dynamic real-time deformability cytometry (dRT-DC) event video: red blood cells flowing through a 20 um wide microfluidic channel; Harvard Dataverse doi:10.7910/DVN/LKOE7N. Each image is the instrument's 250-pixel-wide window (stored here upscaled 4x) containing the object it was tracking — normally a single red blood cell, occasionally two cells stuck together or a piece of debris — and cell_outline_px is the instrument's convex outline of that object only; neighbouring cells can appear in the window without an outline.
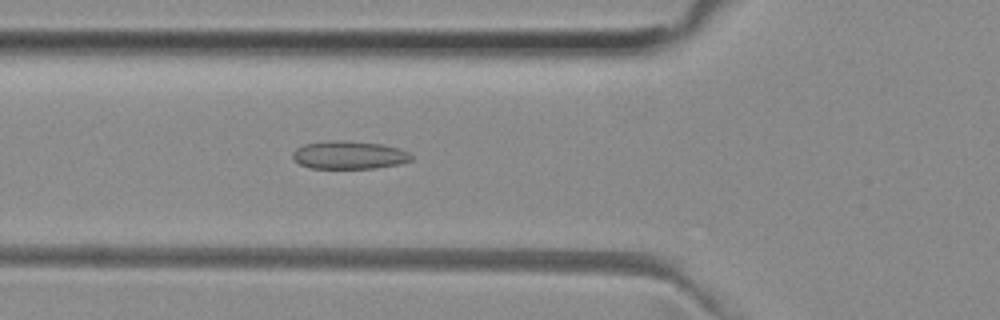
{"species": "common noctule bat (a hibernating species)", "species_latin": "Nyctalus noctula", "temperature_condition": "room temperature", "stored_images_in_passage": 31, "camera_frame_rate_fps": 3000, "um_per_image_px": 0.085, "animal": {"sex": "female", "body_mass_g": 29.2, "forearm_length_mm": 56.3}, "frame": {"image": 1, "passage_image": 10, "time_ms": 3.0, "image_size_px": [1000, 320], "cell_outline_px": [[412, 160], [400, 164], [376, 168], [308, 168], [292, 160], [292, 152], [296, 148], [304, 144], [328, 140], [344, 140], [380, 144], [400, 148], [408, 152], [412, 156]], "centroid_in_image_um": [29.64, 13.17], "position_along_channel_um": 96.2, "area_um2": 19.59}}
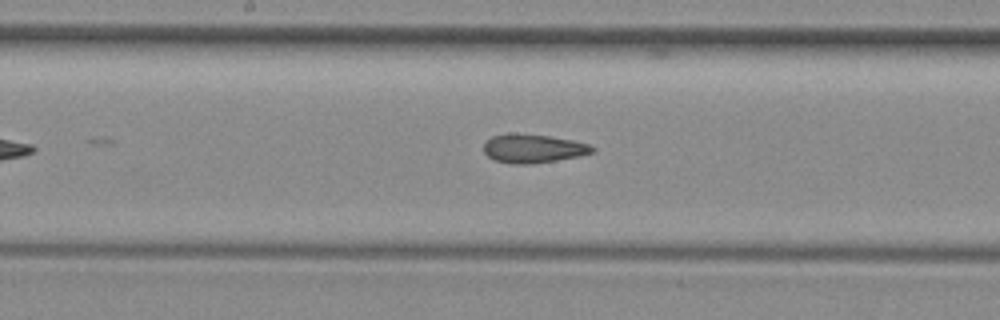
{"frame": {"image": 2, "passage_image": 18, "time_ms": 5.667, "image_size_px": [1000, 320], "cell_outline_px": [[596, 148], [592, 152], [580, 156], [532, 164], [512, 164], [492, 160], [484, 152], [484, 144], [492, 136], [508, 132], [516, 132], [552, 136], [572, 140], [588, 144]], "centroid_in_image_um": [45.28, 12.61], "position_along_channel_um": 202.9, "area_um2": 18.44}}
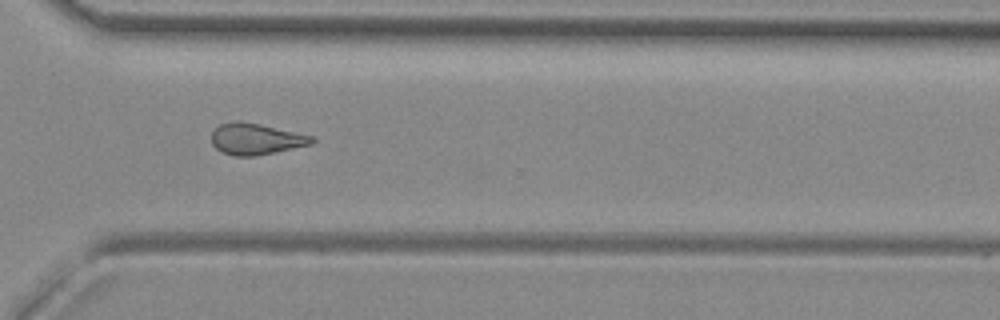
{"frame": {"image": 3, "passage_image": 29, "time_ms": 9.333, "image_size_px": [1000, 320], "cell_outline_px": [[316, 140], [312, 144], [256, 156], [236, 156], [220, 152], [212, 144], [212, 132], [220, 124], [236, 120], [240, 120], [260, 124], [312, 136]], "centroid_in_image_um": [21.72, 11.81], "position_along_channel_um": 348.9, "area_um2": 18.26}, "authors_computed_cell_mechanics": {"area_um2": 18.2648, "velocity_mm_per_s": 3.9899, "shape_relaxation_time_tau1_ms": null, "shape_relaxation_time_tau2_ms": 2.4376, "deformation_change_tau1": null, "deformation_change_tau2": 0.094}}